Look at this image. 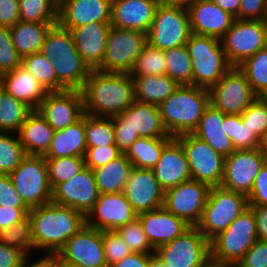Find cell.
Returning <instances> with one entry per match:
<instances>
[{"label":"cell","mask_w":267,"mask_h":267,"mask_svg":"<svg viewBox=\"0 0 267 267\" xmlns=\"http://www.w3.org/2000/svg\"><path fill=\"white\" fill-rule=\"evenodd\" d=\"M81 92L84 113L96 117L119 116L135 101L134 81L130 74L93 69Z\"/></svg>","instance_id":"obj_1"},{"label":"cell","mask_w":267,"mask_h":267,"mask_svg":"<svg viewBox=\"0 0 267 267\" xmlns=\"http://www.w3.org/2000/svg\"><path fill=\"white\" fill-rule=\"evenodd\" d=\"M28 217L34 250H45L46 256L58 253L86 224V218L81 212L53 202L31 208Z\"/></svg>","instance_id":"obj_2"},{"label":"cell","mask_w":267,"mask_h":267,"mask_svg":"<svg viewBox=\"0 0 267 267\" xmlns=\"http://www.w3.org/2000/svg\"><path fill=\"white\" fill-rule=\"evenodd\" d=\"M210 104L209 89L178 86L160 105L162 123L171 137L193 133Z\"/></svg>","instance_id":"obj_3"},{"label":"cell","mask_w":267,"mask_h":267,"mask_svg":"<svg viewBox=\"0 0 267 267\" xmlns=\"http://www.w3.org/2000/svg\"><path fill=\"white\" fill-rule=\"evenodd\" d=\"M257 240L256 219L248 207L210 240V259L236 265Z\"/></svg>","instance_id":"obj_4"},{"label":"cell","mask_w":267,"mask_h":267,"mask_svg":"<svg viewBox=\"0 0 267 267\" xmlns=\"http://www.w3.org/2000/svg\"><path fill=\"white\" fill-rule=\"evenodd\" d=\"M186 47L192 62L193 86L210 89L231 68L218 38L192 33Z\"/></svg>","instance_id":"obj_5"},{"label":"cell","mask_w":267,"mask_h":267,"mask_svg":"<svg viewBox=\"0 0 267 267\" xmlns=\"http://www.w3.org/2000/svg\"><path fill=\"white\" fill-rule=\"evenodd\" d=\"M247 196L222 188L211 187L197 228L210 241L248 208Z\"/></svg>","instance_id":"obj_6"},{"label":"cell","mask_w":267,"mask_h":267,"mask_svg":"<svg viewBox=\"0 0 267 267\" xmlns=\"http://www.w3.org/2000/svg\"><path fill=\"white\" fill-rule=\"evenodd\" d=\"M9 175L29 209L51 202L52 188L44 156L26 155Z\"/></svg>","instance_id":"obj_7"},{"label":"cell","mask_w":267,"mask_h":267,"mask_svg":"<svg viewBox=\"0 0 267 267\" xmlns=\"http://www.w3.org/2000/svg\"><path fill=\"white\" fill-rule=\"evenodd\" d=\"M220 41L229 65L238 67L267 47V20L235 19Z\"/></svg>","instance_id":"obj_8"},{"label":"cell","mask_w":267,"mask_h":267,"mask_svg":"<svg viewBox=\"0 0 267 267\" xmlns=\"http://www.w3.org/2000/svg\"><path fill=\"white\" fill-rule=\"evenodd\" d=\"M146 42L147 37L143 32L111 26L103 61L96 70L130 74Z\"/></svg>","instance_id":"obj_9"},{"label":"cell","mask_w":267,"mask_h":267,"mask_svg":"<svg viewBox=\"0 0 267 267\" xmlns=\"http://www.w3.org/2000/svg\"><path fill=\"white\" fill-rule=\"evenodd\" d=\"M155 257L167 267H202L210 259V241L196 226L155 250Z\"/></svg>","instance_id":"obj_10"},{"label":"cell","mask_w":267,"mask_h":267,"mask_svg":"<svg viewBox=\"0 0 267 267\" xmlns=\"http://www.w3.org/2000/svg\"><path fill=\"white\" fill-rule=\"evenodd\" d=\"M191 34L187 9L159 4L146 37L149 44L165 51L186 45Z\"/></svg>","instance_id":"obj_11"},{"label":"cell","mask_w":267,"mask_h":267,"mask_svg":"<svg viewBox=\"0 0 267 267\" xmlns=\"http://www.w3.org/2000/svg\"><path fill=\"white\" fill-rule=\"evenodd\" d=\"M174 138L181 144L188 159L192 179L210 187L220 186L225 157L192 133L182 134Z\"/></svg>","instance_id":"obj_12"},{"label":"cell","mask_w":267,"mask_h":267,"mask_svg":"<svg viewBox=\"0 0 267 267\" xmlns=\"http://www.w3.org/2000/svg\"><path fill=\"white\" fill-rule=\"evenodd\" d=\"M209 93L210 103L224 114L241 115L257 98L238 67H231Z\"/></svg>","instance_id":"obj_13"},{"label":"cell","mask_w":267,"mask_h":267,"mask_svg":"<svg viewBox=\"0 0 267 267\" xmlns=\"http://www.w3.org/2000/svg\"><path fill=\"white\" fill-rule=\"evenodd\" d=\"M211 187L190 179L164 191L163 207L190 226H197Z\"/></svg>","instance_id":"obj_14"},{"label":"cell","mask_w":267,"mask_h":267,"mask_svg":"<svg viewBox=\"0 0 267 267\" xmlns=\"http://www.w3.org/2000/svg\"><path fill=\"white\" fill-rule=\"evenodd\" d=\"M265 163L259 148L235 150L225 157L221 187L248 195L254 179Z\"/></svg>","instance_id":"obj_15"},{"label":"cell","mask_w":267,"mask_h":267,"mask_svg":"<svg viewBox=\"0 0 267 267\" xmlns=\"http://www.w3.org/2000/svg\"><path fill=\"white\" fill-rule=\"evenodd\" d=\"M98 197L93 171L84 167L70 180L58 184L52 190L51 202L71 207L86 217L95 206Z\"/></svg>","instance_id":"obj_16"},{"label":"cell","mask_w":267,"mask_h":267,"mask_svg":"<svg viewBox=\"0 0 267 267\" xmlns=\"http://www.w3.org/2000/svg\"><path fill=\"white\" fill-rule=\"evenodd\" d=\"M37 110L55 131L64 129L84 115L82 92L75 89L47 92Z\"/></svg>","instance_id":"obj_17"},{"label":"cell","mask_w":267,"mask_h":267,"mask_svg":"<svg viewBox=\"0 0 267 267\" xmlns=\"http://www.w3.org/2000/svg\"><path fill=\"white\" fill-rule=\"evenodd\" d=\"M138 214L123 192L99 194L93 209L87 214L86 225L104 230H117L134 221Z\"/></svg>","instance_id":"obj_18"},{"label":"cell","mask_w":267,"mask_h":267,"mask_svg":"<svg viewBox=\"0 0 267 267\" xmlns=\"http://www.w3.org/2000/svg\"><path fill=\"white\" fill-rule=\"evenodd\" d=\"M57 254L66 261L84 267H108L103 247V231L86 224L65 243Z\"/></svg>","instance_id":"obj_19"},{"label":"cell","mask_w":267,"mask_h":267,"mask_svg":"<svg viewBox=\"0 0 267 267\" xmlns=\"http://www.w3.org/2000/svg\"><path fill=\"white\" fill-rule=\"evenodd\" d=\"M123 193L137 214L163 207L164 190L152 169L133 167Z\"/></svg>","instance_id":"obj_20"},{"label":"cell","mask_w":267,"mask_h":267,"mask_svg":"<svg viewBox=\"0 0 267 267\" xmlns=\"http://www.w3.org/2000/svg\"><path fill=\"white\" fill-rule=\"evenodd\" d=\"M112 0H58V24L72 30L93 22L110 23Z\"/></svg>","instance_id":"obj_21"},{"label":"cell","mask_w":267,"mask_h":267,"mask_svg":"<svg viewBox=\"0 0 267 267\" xmlns=\"http://www.w3.org/2000/svg\"><path fill=\"white\" fill-rule=\"evenodd\" d=\"M158 6V1L152 0H112L110 24L147 34Z\"/></svg>","instance_id":"obj_22"},{"label":"cell","mask_w":267,"mask_h":267,"mask_svg":"<svg viewBox=\"0 0 267 267\" xmlns=\"http://www.w3.org/2000/svg\"><path fill=\"white\" fill-rule=\"evenodd\" d=\"M191 32L221 39L230 29L235 17L210 0H197L188 9Z\"/></svg>","instance_id":"obj_23"},{"label":"cell","mask_w":267,"mask_h":267,"mask_svg":"<svg viewBox=\"0 0 267 267\" xmlns=\"http://www.w3.org/2000/svg\"><path fill=\"white\" fill-rule=\"evenodd\" d=\"M137 218L155 250L173 241L190 227L183 219L170 213L164 207L140 213Z\"/></svg>","instance_id":"obj_24"},{"label":"cell","mask_w":267,"mask_h":267,"mask_svg":"<svg viewBox=\"0 0 267 267\" xmlns=\"http://www.w3.org/2000/svg\"><path fill=\"white\" fill-rule=\"evenodd\" d=\"M152 170L164 191L192 179L188 159L174 137L164 146L161 157Z\"/></svg>","instance_id":"obj_25"},{"label":"cell","mask_w":267,"mask_h":267,"mask_svg":"<svg viewBox=\"0 0 267 267\" xmlns=\"http://www.w3.org/2000/svg\"><path fill=\"white\" fill-rule=\"evenodd\" d=\"M110 27V23L93 22L71 30L78 53L92 69L103 61Z\"/></svg>","instance_id":"obj_26"},{"label":"cell","mask_w":267,"mask_h":267,"mask_svg":"<svg viewBox=\"0 0 267 267\" xmlns=\"http://www.w3.org/2000/svg\"><path fill=\"white\" fill-rule=\"evenodd\" d=\"M0 85L8 94L37 110L47 91L39 81L22 66L0 76Z\"/></svg>","instance_id":"obj_27"},{"label":"cell","mask_w":267,"mask_h":267,"mask_svg":"<svg viewBox=\"0 0 267 267\" xmlns=\"http://www.w3.org/2000/svg\"><path fill=\"white\" fill-rule=\"evenodd\" d=\"M121 116L144 138H173L165 129L159 106L134 101Z\"/></svg>","instance_id":"obj_28"},{"label":"cell","mask_w":267,"mask_h":267,"mask_svg":"<svg viewBox=\"0 0 267 267\" xmlns=\"http://www.w3.org/2000/svg\"><path fill=\"white\" fill-rule=\"evenodd\" d=\"M54 132L38 110H33L17 134L27 155L44 156L50 147Z\"/></svg>","instance_id":"obj_29"},{"label":"cell","mask_w":267,"mask_h":267,"mask_svg":"<svg viewBox=\"0 0 267 267\" xmlns=\"http://www.w3.org/2000/svg\"><path fill=\"white\" fill-rule=\"evenodd\" d=\"M85 113L75 123L54 132L45 158L84 157L86 152Z\"/></svg>","instance_id":"obj_30"},{"label":"cell","mask_w":267,"mask_h":267,"mask_svg":"<svg viewBox=\"0 0 267 267\" xmlns=\"http://www.w3.org/2000/svg\"><path fill=\"white\" fill-rule=\"evenodd\" d=\"M224 113L211 103L205 109L193 135L208 143L216 152L227 157L235 151L231 139L222 128Z\"/></svg>","instance_id":"obj_31"},{"label":"cell","mask_w":267,"mask_h":267,"mask_svg":"<svg viewBox=\"0 0 267 267\" xmlns=\"http://www.w3.org/2000/svg\"><path fill=\"white\" fill-rule=\"evenodd\" d=\"M51 64L57 80L66 89L81 90L93 71L78 52L59 53Z\"/></svg>","instance_id":"obj_32"},{"label":"cell","mask_w":267,"mask_h":267,"mask_svg":"<svg viewBox=\"0 0 267 267\" xmlns=\"http://www.w3.org/2000/svg\"><path fill=\"white\" fill-rule=\"evenodd\" d=\"M132 168L131 162L122 153L107 164L93 169L99 194L123 192Z\"/></svg>","instance_id":"obj_33"},{"label":"cell","mask_w":267,"mask_h":267,"mask_svg":"<svg viewBox=\"0 0 267 267\" xmlns=\"http://www.w3.org/2000/svg\"><path fill=\"white\" fill-rule=\"evenodd\" d=\"M135 100L159 106L179 86L167 75L132 76Z\"/></svg>","instance_id":"obj_34"},{"label":"cell","mask_w":267,"mask_h":267,"mask_svg":"<svg viewBox=\"0 0 267 267\" xmlns=\"http://www.w3.org/2000/svg\"><path fill=\"white\" fill-rule=\"evenodd\" d=\"M53 25L55 24L19 21L10 28L14 47L21 58L40 52L44 38Z\"/></svg>","instance_id":"obj_35"},{"label":"cell","mask_w":267,"mask_h":267,"mask_svg":"<svg viewBox=\"0 0 267 267\" xmlns=\"http://www.w3.org/2000/svg\"><path fill=\"white\" fill-rule=\"evenodd\" d=\"M172 138H144L136 139L124 155L133 167L153 169L161 157L164 146Z\"/></svg>","instance_id":"obj_36"},{"label":"cell","mask_w":267,"mask_h":267,"mask_svg":"<svg viewBox=\"0 0 267 267\" xmlns=\"http://www.w3.org/2000/svg\"><path fill=\"white\" fill-rule=\"evenodd\" d=\"M33 109L26 103L15 99L0 85V132H19Z\"/></svg>","instance_id":"obj_37"},{"label":"cell","mask_w":267,"mask_h":267,"mask_svg":"<svg viewBox=\"0 0 267 267\" xmlns=\"http://www.w3.org/2000/svg\"><path fill=\"white\" fill-rule=\"evenodd\" d=\"M166 75L179 86L193 85L192 62L186 45L164 51Z\"/></svg>","instance_id":"obj_38"},{"label":"cell","mask_w":267,"mask_h":267,"mask_svg":"<svg viewBox=\"0 0 267 267\" xmlns=\"http://www.w3.org/2000/svg\"><path fill=\"white\" fill-rule=\"evenodd\" d=\"M222 128L231 139L235 150L259 148L260 138L241 119V115L225 114Z\"/></svg>","instance_id":"obj_39"},{"label":"cell","mask_w":267,"mask_h":267,"mask_svg":"<svg viewBox=\"0 0 267 267\" xmlns=\"http://www.w3.org/2000/svg\"><path fill=\"white\" fill-rule=\"evenodd\" d=\"M238 68L257 96H267V47L248 57Z\"/></svg>","instance_id":"obj_40"},{"label":"cell","mask_w":267,"mask_h":267,"mask_svg":"<svg viewBox=\"0 0 267 267\" xmlns=\"http://www.w3.org/2000/svg\"><path fill=\"white\" fill-rule=\"evenodd\" d=\"M21 66L29 71L47 92L66 89L57 80L52 64L41 52L22 57Z\"/></svg>","instance_id":"obj_41"},{"label":"cell","mask_w":267,"mask_h":267,"mask_svg":"<svg viewBox=\"0 0 267 267\" xmlns=\"http://www.w3.org/2000/svg\"><path fill=\"white\" fill-rule=\"evenodd\" d=\"M20 21L57 24L58 0H19Z\"/></svg>","instance_id":"obj_42"},{"label":"cell","mask_w":267,"mask_h":267,"mask_svg":"<svg viewBox=\"0 0 267 267\" xmlns=\"http://www.w3.org/2000/svg\"><path fill=\"white\" fill-rule=\"evenodd\" d=\"M40 52L50 63H53L59 53L78 51L71 30L63 28L57 23L48 30Z\"/></svg>","instance_id":"obj_43"},{"label":"cell","mask_w":267,"mask_h":267,"mask_svg":"<svg viewBox=\"0 0 267 267\" xmlns=\"http://www.w3.org/2000/svg\"><path fill=\"white\" fill-rule=\"evenodd\" d=\"M87 147L116 145L113 118L96 117L85 113Z\"/></svg>","instance_id":"obj_44"},{"label":"cell","mask_w":267,"mask_h":267,"mask_svg":"<svg viewBox=\"0 0 267 267\" xmlns=\"http://www.w3.org/2000/svg\"><path fill=\"white\" fill-rule=\"evenodd\" d=\"M52 190L60 183L74 177L85 167L84 157L45 158Z\"/></svg>","instance_id":"obj_45"},{"label":"cell","mask_w":267,"mask_h":267,"mask_svg":"<svg viewBox=\"0 0 267 267\" xmlns=\"http://www.w3.org/2000/svg\"><path fill=\"white\" fill-rule=\"evenodd\" d=\"M131 76L166 75L164 51L152 46L148 42L137 57Z\"/></svg>","instance_id":"obj_46"},{"label":"cell","mask_w":267,"mask_h":267,"mask_svg":"<svg viewBox=\"0 0 267 267\" xmlns=\"http://www.w3.org/2000/svg\"><path fill=\"white\" fill-rule=\"evenodd\" d=\"M9 132H0V174L9 175L26 157L18 134L11 137Z\"/></svg>","instance_id":"obj_47"},{"label":"cell","mask_w":267,"mask_h":267,"mask_svg":"<svg viewBox=\"0 0 267 267\" xmlns=\"http://www.w3.org/2000/svg\"><path fill=\"white\" fill-rule=\"evenodd\" d=\"M0 242L18 248L29 256L30 250L34 249L30 218L27 217L25 220L13 224L10 228L1 230Z\"/></svg>","instance_id":"obj_48"},{"label":"cell","mask_w":267,"mask_h":267,"mask_svg":"<svg viewBox=\"0 0 267 267\" xmlns=\"http://www.w3.org/2000/svg\"><path fill=\"white\" fill-rule=\"evenodd\" d=\"M117 233L129 245V248L134 253L155 254V249L149 242L142 224L138 218L129 222L125 226L119 227Z\"/></svg>","instance_id":"obj_49"},{"label":"cell","mask_w":267,"mask_h":267,"mask_svg":"<svg viewBox=\"0 0 267 267\" xmlns=\"http://www.w3.org/2000/svg\"><path fill=\"white\" fill-rule=\"evenodd\" d=\"M241 119L261 139L267 134V97L257 96L241 113Z\"/></svg>","instance_id":"obj_50"},{"label":"cell","mask_w":267,"mask_h":267,"mask_svg":"<svg viewBox=\"0 0 267 267\" xmlns=\"http://www.w3.org/2000/svg\"><path fill=\"white\" fill-rule=\"evenodd\" d=\"M22 58L14 47L10 28L0 26V76L21 66Z\"/></svg>","instance_id":"obj_51"},{"label":"cell","mask_w":267,"mask_h":267,"mask_svg":"<svg viewBox=\"0 0 267 267\" xmlns=\"http://www.w3.org/2000/svg\"><path fill=\"white\" fill-rule=\"evenodd\" d=\"M103 247L108 267L132 253L129 245L116 230L103 231Z\"/></svg>","instance_id":"obj_52"},{"label":"cell","mask_w":267,"mask_h":267,"mask_svg":"<svg viewBox=\"0 0 267 267\" xmlns=\"http://www.w3.org/2000/svg\"><path fill=\"white\" fill-rule=\"evenodd\" d=\"M121 154L122 152L116 145L87 147L84 156L85 167L93 170L107 164L109 161L119 157Z\"/></svg>","instance_id":"obj_53"},{"label":"cell","mask_w":267,"mask_h":267,"mask_svg":"<svg viewBox=\"0 0 267 267\" xmlns=\"http://www.w3.org/2000/svg\"><path fill=\"white\" fill-rule=\"evenodd\" d=\"M113 129L116 146L122 153H125L130 145L140 138L138 131H134L128 121L121 115L113 117Z\"/></svg>","instance_id":"obj_54"},{"label":"cell","mask_w":267,"mask_h":267,"mask_svg":"<svg viewBox=\"0 0 267 267\" xmlns=\"http://www.w3.org/2000/svg\"><path fill=\"white\" fill-rule=\"evenodd\" d=\"M236 267H267V241L258 239Z\"/></svg>","instance_id":"obj_55"},{"label":"cell","mask_w":267,"mask_h":267,"mask_svg":"<svg viewBox=\"0 0 267 267\" xmlns=\"http://www.w3.org/2000/svg\"><path fill=\"white\" fill-rule=\"evenodd\" d=\"M0 206L28 208L16 191L10 175L0 174Z\"/></svg>","instance_id":"obj_56"},{"label":"cell","mask_w":267,"mask_h":267,"mask_svg":"<svg viewBox=\"0 0 267 267\" xmlns=\"http://www.w3.org/2000/svg\"><path fill=\"white\" fill-rule=\"evenodd\" d=\"M247 199L248 205L267 206V165L265 163L256 175Z\"/></svg>","instance_id":"obj_57"},{"label":"cell","mask_w":267,"mask_h":267,"mask_svg":"<svg viewBox=\"0 0 267 267\" xmlns=\"http://www.w3.org/2000/svg\"><path fill=\"white\" fill-rule=\"evenodd\" d=\"M239 20H267V0H241Z\"/></svg>","instance_id":"obj_58"},{"label":"cell","mask_w":267,"mask_h":267,"mask_svg":"<svg viewBox=\"0 0 267 267\" xmlns=\"http://www.w3.org/2000/svg\"><path fill=\"white\" fill-rule=\"evenodd\" d=\"M28 258L20 249L0 242V267H25Z\"/></svg>","instance_id":"obj_59"},{"label":"cell","mask_w":267,"mask_h":267,"mask_svg":"<svg viewBox=\"0 0 267 267\" xmlns=\"http://www.w3.org/2000/svg\"><path fill=\"white\" fill-rule=\"evenodd\" d=\"M19 21V0H0V26L11 28Z\"/></svg>","instance_id":"obj_60"},{"label":"cell","mask_w":267,"mask_h":267,"mask_svg":"<svg viewBox=\"0 0 267 267\" xmlns=\"http://www.w3.org/2000/svg\"><path fill=\"white\" fill-rule=\"evenodd\" d=\"M29 211V208L0 206V231L25 220L28 217Z\"/></svg>","instance_id":"obj_61"},{"label":"cell","mask_w":267,"mask_h":267,"mask_svg":"<svg viewBox=\"0 0 267 267\" xmlns=\"http://www.w3.org/2000/svg\"><path fill=\"white\" fill-rule=\"evenodd\" d=\"M155 254H142L132 252L110 267H149Z\"/></svg>","instance_id":"obj_62"},{"label":"cell","mask_w":267,"mask_h":267,"mask_svg":"<svg viewBox=\"0 0 267 267\" xmlns=\"http://www.w3.org/2000/svg\"><path fill=\"white\" fill-rule=\"evenodd\" d=\"M256 219L258 239L267 241V206L249 205Z\"/></svg>","instance_id":"obj_63"},{"label":"cell","mask_w":267,"mask_h":267,"mask_svg":"<svg viewBox=\"0 0 267 267\" xmlns=\"http://www.w3.org/2000/svg\"><path fill=\"white\" fill-rule=\"evenodd\" d=\"M222 10L229 12L235 18L239 14L241 0H210Z\"/></svg>","instance_id":"obj_64"},{"label":"cell","mask_w":267,"mask_h":267,"mask_svg":"<svg viewBox=\"0 0 267 267\" xmlns=\"http://www.w3.org/2000/svg\"><path fill=\"white\" fill-rule=\"evenodd\" d=\"M197 0H158L160 5L173 6L188 9Z\"/></svg>","instance_id":"obj_65"},{"label":"cell","mask_w":267,"mask_h":267,"mask_svg":"<svg viewBox=\"0 0 267 267\" xmlns=\"http://www.w3.org/2000/svg\"><path fill=\"white\" fill-rule=\"evenodd\" d=\"M55 265V267H84L70 261L62 259L57 253L47 256Z\"/></svg>","instance_id":"obj_66"},{"label":"cell","mask_w":267,"mask_h":267,"mask_svg":"<svg viewBox=\"0 0 267 267\" xmlns=\"http://www.w3.org/2000/svg\"><path fill=\"white\" fill-rule=\"evenodd\" d=\"M40 259L30 265L27 262L25 267H55L54 263L47 256L44 255Z\"/></svg>","instance_id":"obj_67"},{"label":"cell","mask_w":267,"mask_h":267,"mask_svg":"<svg viewBox=\"0 0 267 267\" xmlns=\"http://www.w3.org/2000/svg\"><path fill=\"white\" fill-rule=\"evenodd\" d=\"M202 267H236L233 264H226L209 259Z\"/></svg>","instance_id":"obj_68"},{"label":"cell","mask_w":267,"mask_h":267,"mask_svg":"<svg viewBox=\"0 0 267 267\" xmlns=\"http://www.w3.org/2000/svg\"><path fill=\"white\" fill-rule=\"evenodd\" d=\"M259 149L265 160H267V134L261 138Z\"/></svg>","instance_id":"obj_69"},{"label":"cell","mask_w":267,"mask_h":267,"mask_svg":"<svg viewBox=\"0 0 267 267\" xmlns=\"http://www.w3.org/2000/svg\"><path fill=\"white\" fill-rule=\"evenodd\" d=\"M149 267H167L165 264H163L161 261H159L155 256L152 259V262L150 263Z\"/></svg>","instance_id":"obj_70"}]
</instances>
